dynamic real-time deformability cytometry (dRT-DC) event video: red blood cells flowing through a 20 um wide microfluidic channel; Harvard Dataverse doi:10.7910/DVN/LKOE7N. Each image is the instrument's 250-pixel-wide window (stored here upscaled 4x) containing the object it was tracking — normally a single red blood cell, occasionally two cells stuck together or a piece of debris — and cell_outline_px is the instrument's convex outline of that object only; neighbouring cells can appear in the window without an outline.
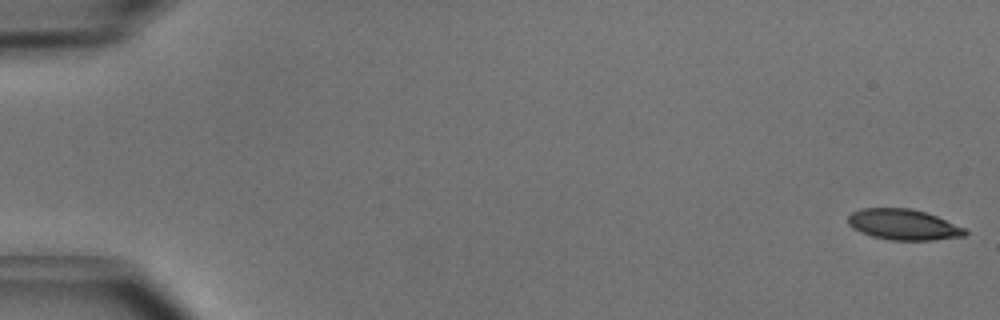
{"species": "common noctule bat (a hibernating species)", "species_latin": "Nyctalus noctula", "temperature_condition": "cold", "stored_images_in_passage": 12, "segment_of_instrument_passage": [2, 2], "camera_frame_rate_fps": 3000, "um_per_image_px": 0.085, "animal": {"sex": "male", "body_mass_g": 15.6}, "frame": {"image": 1, "passage_image": 12, "time_ms": 3.667, "image_size_px": [1000, 320], "cell_outline_px": [[968, 232], [964, 236], [932, 240], [892, 240], [872, 236], [860, 232], [852, 228], [848, 224], [848, 216], [852, 212], [860, 208], [908, 208], [924, 212], [936, 216], [964, 228]], "centroid_in_image_um": [76.75, 19.09], "position_along_channel_um": 8.3, "area_um2": 20.81}}